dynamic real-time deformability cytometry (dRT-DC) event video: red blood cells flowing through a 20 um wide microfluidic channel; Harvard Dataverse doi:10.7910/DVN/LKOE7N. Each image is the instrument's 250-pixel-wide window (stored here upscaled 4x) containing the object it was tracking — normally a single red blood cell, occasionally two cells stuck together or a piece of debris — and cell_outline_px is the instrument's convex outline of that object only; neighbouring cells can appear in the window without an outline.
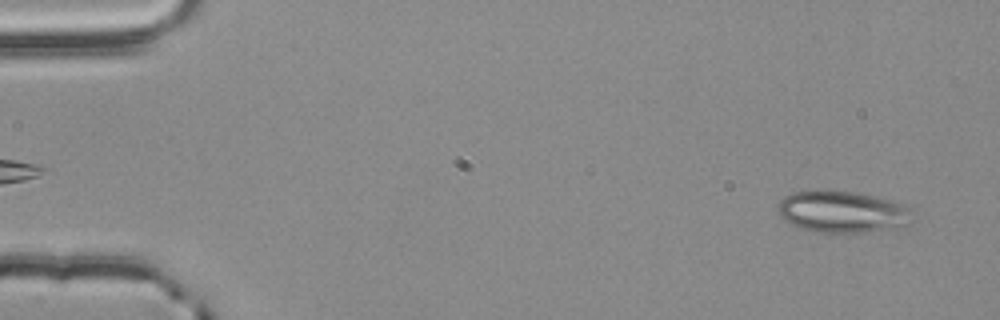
{"species": "common noctule bat (a hibernating species)", "species_latin": "Nyctalus noctula", "temperature_condition": "room temperature", "stored_images_in_passage": 55, "camera_frame_rate_fps": 3000, "um_per_image_px": 0.085, "animal": {"sex": "male", "body_mass_g": 20.4}, "frame": {"image": 1, "passage_image": 3, "time_ms": 0.667, "image_size_px": [1000, 320], "cell_outline_px": [[912, 208], [908, 224], [896, 232], [820, 232], [800, 228], [788, 224], [780, 216], [780, 200], [784, 196], [792, 192], [824, 188], [856, 192], [876, 196], [908, 204]], "centroid_in_image_um": [71.68, 17.99], "position_along_channel_um": 13.3, "area_um2": 33.93}}
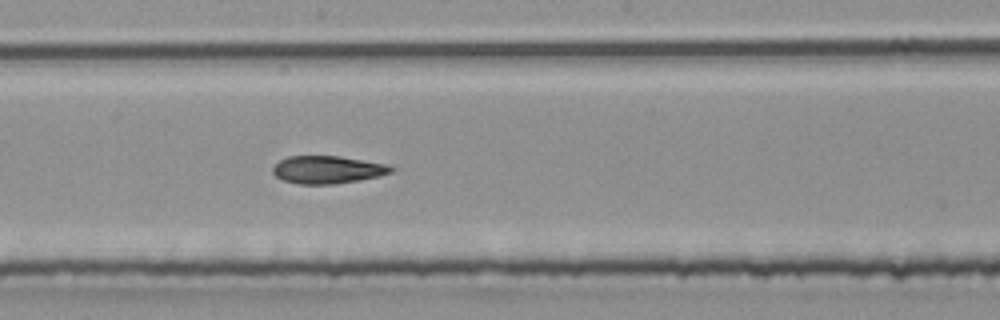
{"frame": {"image": 2, "passage_image": 30, "time_ms": 9.667, "image_size_px": [1000, 320], "cell_outline_px": [[392, 172], [380, 176], [360, 180], [336, 184], [296, 184], [284, 180], [276, 176], [272, 172], [272, 168], [280, 160], [288, 156], [340, 156], [388, 164], [392, 168]], "centroid_in_image_um": [27.84, 14.42], "position_along_channel_um": 220.4, "area_um2": 19.13}}
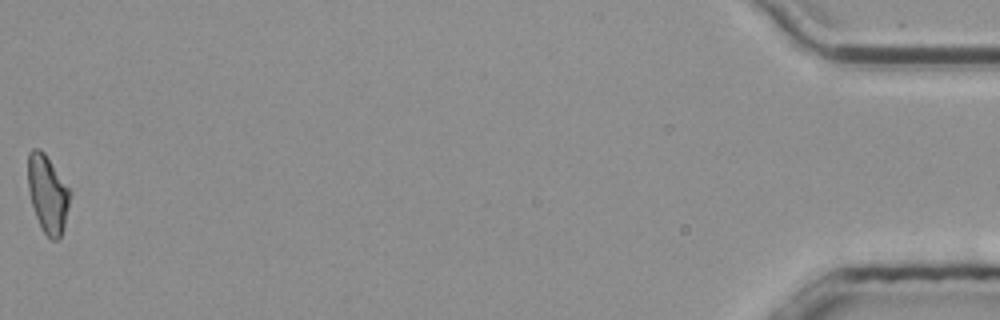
{"frame": {"image": 3, "passage_image": 55, "time_ms": 18.0, "image_size_px": [1000, 320], "cell_outline_px": [[72, 192], [60, 240], [52, 240], [44, 232], [36, 216], [32, 204], [28, 188], [28, 152], [32, 148], [40, 148], [44, 152]], "centroid_in_image_um": [4.06, 16.46], "position_along_channel_um": 431.1, "area_um2": 18.9}, "authors_computed_cell_mechanics": {"area_um2": 19.5364, "velocity_mm_per_s": 3.7845, "shape_relaxation_time_tau1_ms": null, "shape_relaxation_time_tau2_ms": 4.4997, "deformation_change_tau1": null, "deformation_change_tau2": 0.1159}}